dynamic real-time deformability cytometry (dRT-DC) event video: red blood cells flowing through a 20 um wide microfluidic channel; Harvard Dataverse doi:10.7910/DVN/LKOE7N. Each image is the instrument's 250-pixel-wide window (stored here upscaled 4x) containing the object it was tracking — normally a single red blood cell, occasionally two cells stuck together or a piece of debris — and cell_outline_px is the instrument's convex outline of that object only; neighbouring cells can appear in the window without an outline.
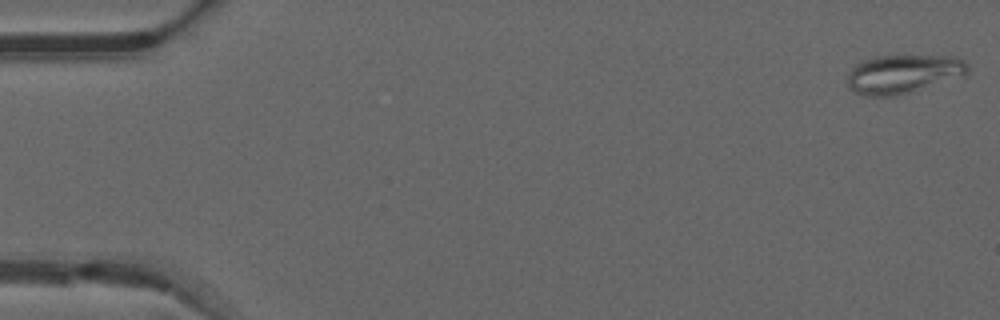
{"species": "common noctule bat (a hibernating species)", "species_latin": "Nyctalus noctula", "temperature_condition": "warm", "stored_images_in_passage": 50, "camera_frame_rate_fps": 3000, "um_per_image_px": 0.085, "animal": {"sex": "male", "forearm_length_mm": 52.5}, "frame": {"image": 1, "passage_image": 1, "time_ms": 0.0, "image_size_px": [1000, 320], "cell_outline_px": [[968, 72], [964, 76], [908, 92], [892, 96], [868, 96], [856, 92], [848, 84], [848, 72], [856, 64], [864, 60], [876, 56], [956, 56], [964, 60], [968, 64]], "centroid_in_image_um": [76.8, 6.27], "position_along_channel_um": 8.2, "area_um2": 26.82}}
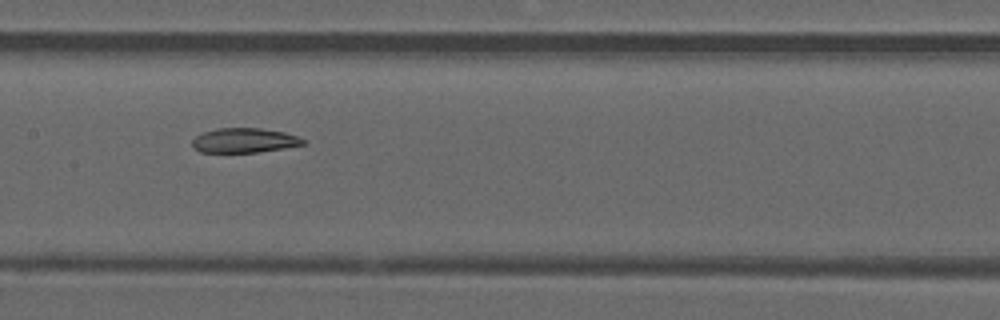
{"frame": {"image": 2, "passage_image": 25, "time_ms": 8.0, "image_size_px": [1000, 320], "cell_outline_px": [[308, 144], [284, 148], [256, 152], [200, 152], [192, 148], [192, 140], [196, 136], [204, 132], [216, 128], [260, 128], [284, 132], [296, 136], [304, 140]], "centroid_in_image_um": [20.75, 11.93], "position_along_channel_um": 186.7, "area_um2": 15.9}}
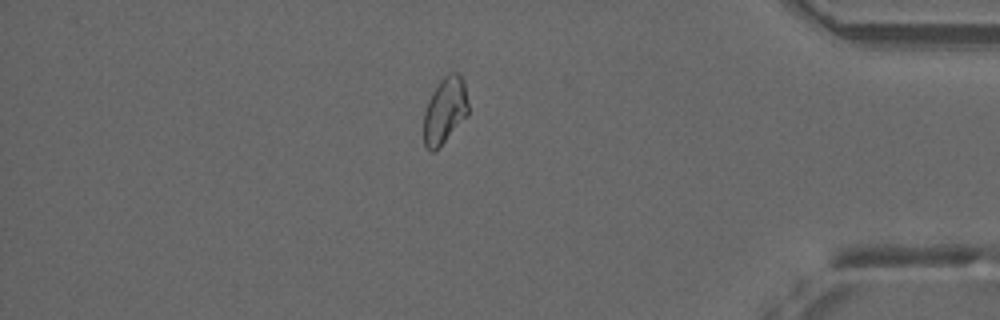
{"frame": {"image": 3, "passage_image": 43, "time_ms": 14.0, "image_size_px": [1000, 320], "cell_outline_px": [[468, 112], [440, 148], [432, 152], [428, 152], [424, 144], [424, 112], [428, 100], [432, 92], [440, 80], [448, 72], [456, 72], [464, 80], [468, 104]], "centroid_in_image_um": [37.79, 9.4], "position_along_channel_um": 397.4, "area_um2": 17.22}, "authors_computed_cell_mechanics": {"area_um2": 17.9469, "velocity_mm_per_s": 4.0814, "shape_relaxation_time_tau1_ms": null, "shape_relaxation_time_tau2_ms": 6.9606, "deformation_change_tau1": null, "deformation_change_tau2": 0.1231}}